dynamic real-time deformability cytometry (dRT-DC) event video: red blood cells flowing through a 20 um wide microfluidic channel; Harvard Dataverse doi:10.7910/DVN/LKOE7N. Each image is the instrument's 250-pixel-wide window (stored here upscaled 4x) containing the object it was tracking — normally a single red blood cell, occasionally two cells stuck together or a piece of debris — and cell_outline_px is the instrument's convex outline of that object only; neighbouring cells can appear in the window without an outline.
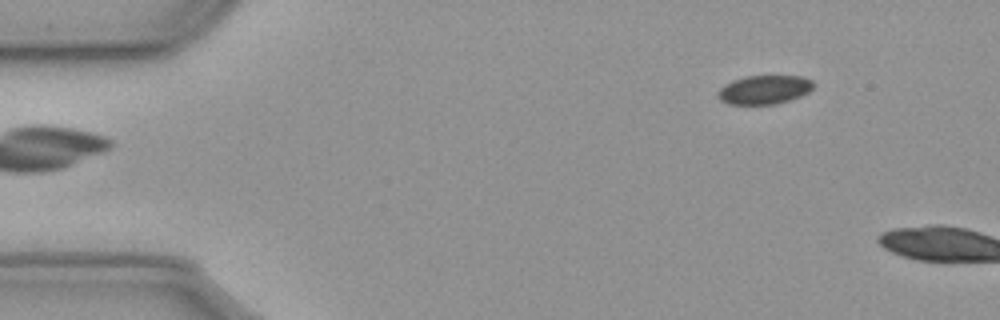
{"species": "common noctule bat (a hibernating species)", "species_latin": "Nyctalus noctula", "temperature_condition": "cold", "stored_images_in_passage": 9, "camera_frame_rate_fps": 3000, "um_per_image_px": 0.085, "animal": {"sex": "male", "body_mass_g": 23.1, "forearm_length_mm": 52.7}, "frame": {"image": 1, "passage_image": 1, "time_ms": 0.0, "image_size_px": [1000, 320], "cell_outline_px": [[812, 88], [808, 92], [800, 96], [788, 100], [772, 104], [728, 104], [720, 100], [720, 88], [724, 84], [732, 80], [744, 76], [804, 76], [812, 80]], "centroid_in_image_um": [64.96, 7.61], "position_along_channel_um": 20.0, "area_um2": 15.84}}